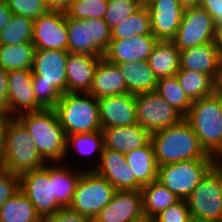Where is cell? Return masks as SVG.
Listing matches in <instances>:
<instances>
[{"label":"cell","instance_id":"obj_1","mask_svg":"<svg viewBox=\"0 0 222 222\" xmlns=\"http://www.w3.org/2000/svg\"><path fill=\"white\" fill-rule=\"evenodd\" d=\"M68 51H35L32 67L33 92L42 108H54L62 94L67 93L66 61Z\"/></svg>","mask_w":222,"mask_h":222},{"label":"cell","instance_id":"obj_2","mask_svg":"<svg viewBox=\"0 0 222 222\" xmlns=\"http://www.w3.org/2000/svg\"><path fill=\"white\" fill-rule=\"evenodd\" d=\"M158 166L193 159H215L201 147L191 125L183 119L179 124L151 134Z\"/></svg>","mask_w":222,"mask_h":222},{"label":"cell","instance_id":"obj_3","mask_svg":"<svg viewBox=\"0 0 222 222\" xmlns=\"http://www.w3.org/2000/svg\"><path fill=\"white\" fill-rule=\"evenodd\" d=\"M47 163H61L66 156V136L54 108H43L17 116ZM51 161V162H50Z\"/></svg>","mask_w":222,"mask_h":222},{"label":"cell","instance_id":"obj_4","mask_svg":"<svg viewBox=\"0 0 222 222\" xmlns=\"http://www.w3.org/2000/svg\"><path fill=\"white\" fill-rule=\"evenodd\" d=\"M184 119L191 125L205 152L222 159V97L212 94L192 102Z\"/></svg>","mask_w":222,"mask_h":222},{"label":"cell","instance_id":"obj_5","mask_svg":"<svg viewBox=\"0 0 222 222\" xmlns=\"http://www.w3.org/2000/svg\"><path fill=\"white\" fill-rule=\"evenodd\" d=\"M65 136L102 131L98 99L89 93H65L54 107Z\"/></svg>","mask_w":222,"mask_h":222},{"label":"cell","instance_id":"obj_6","mask_svg":"<svg viewBox=\"0 0 222 222\" xmlns=\"http://www.w3.org/2000/svg\"><path fill=\"white\" fill-rule=\"evenodd\" d=\"M46 164L24 124L17 117L9 118L3 169L21 175Z\"/></svg>","mask_w":222,"mask_h":222},{"label":"cell","instance_id":"obj_7","mask_svg":"<svg viewBox=\"0 0 222 222\" xmlns=\"http://www.w3.org/2000/svg\"><path fill=\"white\" fill-rule=\"evenodd\" d=\"M68 52L103 57L111 41L104 19H75L66 15Z\"/></svg>","mask_w":222,"mask_h":222},{"label":"cell","instance_id":"obj_8","mask_svg":"<svg viewBox=\"0 0 222 222\" xmlns=\"http://www.w3.org/2000/svg\"><path fill=\"white\" fill-rule=\"evenodd\" d=\"M192 218L222 222V173L215 164L186 199Z\"/></svg>","mask_w":222,"mask_h":222},{"label":"cell","instance_id":"obj_9","mask_svg":"<svg viewBox=\"0 0 222 222\" xmlns=\"http://www.w3.org/2000/svg\"><path fill=\"white\" fill-rule=\"evenodd\" d=\"M215 164L216 159H193L161 165L157 180L180 200H186Z\"/></svg>","mask_w":222,"mask_h":222},{"label":"cell","instance_id":"obj_10","mask_svg":"<svg viewBox=\"0 0 222 222\" xmlns=\"http://www.w3.org/2000/svg\"><path fill=\"white\" fill-rule=\"evenodd\" d=\"M116 188L93 170H85L68 208L91 220L112 200Z\"/></svg>","mask_w":222,"mask_h":222},{"label":"cell","instance_id":"obj_11","mask_svg":"<svg viewBox=\"0 0 222 222\" xmlns=\"http://www.w3.org/2000/svg\"><path fill=\"white\" fill-rule=\"evenodd\" d=\"M20 190L28 197L36 211L44 218L64 208L54 195V164L19 175Z\"/></svg>","mask_w":222,"mask_h":222},{"label":"cell","instance_id":"obj_12","mask_svg":"<svg viewBox=\"0 0 222 222\" xmlns=\"http://www.w3.org/2000/svg\"><path fill=\"white\" fill-rule=\"evenodd\" d=\"M216 28L214 19L204 8H185L178 32L171 41L179 51L215 43Z\"/></svg>","mask_w":222,"mask_h":222},{"label":"cell","instance_id":"obj_13","mask_svg":"<svg viewBox=\"0 0 222 222\" xmlns=\"http://www.w3.org/2000/svg\"><path fill=\"white\" fill-rule=\"evenodd\" d=\"M137 122L150 134L179 124L184 116L156 91L135 94Z\"/></svg>","mask_w":222,"mask_h":222},{"label":"cell","instance_id":"obj_14","mask_svg":"<svg viewBox=\"0 0 222 222\" xmlns=\"http://www.w3.org/2000/svg\"><path fill=\"white\" fill-rule=\"evenodd\" d=\"M36 50L68 51L66 13L49 10L33 21V39Z\"/></svg>","mask_w":222,"mask_h":222},{"label":"cell","instance_id":"obj_15","mask_svg":"<svg viewBox=\"0 0 222 222\" xmlns=\"http://www.w3.org/2000/svg\"><path fill=\"white\" fill-rule=\"evenodd\" d=\"M145 5L152 34L157 40L171 41L178 32L185 8L179 0H150Z\"/></svg>","mask_w":222,"mask_h":222},{"label":"cell","instance_id":"obj_16","mask_svg":"<svg viewBox=\"0 0 222 222\" xmlns=\"http://www.w3.org/2000/svg\"><path fill=\"white\" fill-rule=\"evenodd\" d=\"M99 164L84 170H93L105 178L116 190H141L136 182L132 169L125 160L124 154L115 150L103 148Z\"/></svg>","mask_w":222,"mask_h":222},{"label":"cell","instance_id":"obj_17","mask_svg":"<svg viewBox=\"0 0 222 222\" xmlns=\"http://www.w3.org/2000/svg\"><path fill=\"white\" fill-rule=\"evenodd\" d=\"M98 105L102 129L138 123L136 100L133 93L98 98Z\"/></svg>","mask_w":222,"mask_h":222},{"label":"cell","instance_id":"obj_18","mask_svg":"<svg viewBox=\"0 0 222 222\" xmlns=\"http://www.w3.org/2000/svg\"><path fill=\"white\" fill-rule=\"evenodd\" d=\"M8 102L12 117L43 109L34 96L32 69L8 71Z\"/></svg>","mask_w":222,"mask_h":222},{"label":"cell","instance_id":"obj_19","mask_svg":"<svg viewBox=\"0 0 222 222\" xmlns=\"http://www.w3.org/2000/svg\"><path fill=\"white\" fill-rule=\"evenodd\" d=\"M143 214L141 190H116L92 222H129Z\"/></svg>","mask_w":222,"mask_h":222},{"label":"cell","instance_id":"obj_20","mask_svg":"<svg viewBox=\"0 0 222 222\" xmlns=\"http://www.w3.org/2000/svg\"><path fill=\"white\" fill-rule=\"evenodd\" d=\"M157 41L153 34L111 40L103 57L114 64L147 61Z\"/></svg>","mask_w":222,"mask_h":222},{"label":"cell","instance_id":"obj_21","mask_svg":"<svg viewBox=\"0 0 222 222\" xmlns=\"http://www.w3.org/2000/svg\"><path fill=\"white\" fill-rule=\"evenodd\" d=\"M100 58L85 53H69L66 61L67 93L90 92Z\"/></svg>","mask_w":222,"mask_h":222},{"label":"cell","instance_id":"obj_22","mask_svg":"<svg viewBox=\"0 0 222 222\" xmlns=\"http://www.w3.org/2000/svg\"><path fill=\"white\" fill-rule=\"evenodd\" d=\"M102 134L104 148L122 154L146 146L151 141V134L138 123L102 129Z\"/></svg>","mask_w":222,"mask_h":222},{"label":"cell","instance_id":"obj_23","mask_svg":"<svg viewBox=\"0 0 222 222\" xmlns=\"http://www.w3.org/2000/svg\"><path fill=\"white\" fill-rule=\"evenodd\" d=\"M129 93L126 82L118 66L101 57L95 72L89 94L95 98Z\"/></svg>","mask_w":222,"mask_h":222},{"label":"cell","instance_id":"obj_24","mask_svg":"<svg viewBox=\"0 0 222 222\" xmlns=\"http://www.w3.org/2000/svg\"><path fill=\"white\" fill-rule=\"evenodd\" d=\"M221 60L215 43H206L180 51V69L205 73L216 78Z\"/></svg>","mask_w":222,"mask_h":222},{"label":"cell","instance_id":"obj_25","mask_svg":"<svg viewBox=\"0 0 222 222\" xmlns=\"http://www.w3.org/2000/svg\"><path fill=\"white\" fill-rule=\"evenodd\" d=\"M125 160L132 169L136 182L144 187L157 180L158 164L151 141L138 149L124 154Z\"/></svg>","mask_w":222,"mask_h":222},{"label":"cell","instance_id":"obj_26","mask_svg":"<svg viewBox=\"0 0 222 222\" xmlns=\"http://www.w3.org/2000/svg\"><path fill=\"white\" fill-rule=\"evenodd\" d=\"M125 79L129 93L156 91L158 78L147 61L116 64Z\"/></svg>","mask_w":222,"mask_h":222},{"label":"cell","instance_id":"obj_27","mask_svg":"<svg viewBox=\"0 0 222 222\" xmlns=\"http://www.w3.org/2000/svg\"><path fill=\"white\" fill-rule=\"evenodd\" d=\"M147 63L158 79L175 76L180 69V51L172 41L158 40Z\"/></svg>","mask_w":222,"mask_h":222},{"label":"cell","instance_id":"obj_28","mask_svg":"<svg viewBox=\"0 0 222 222\" xmlns=\"http://www.w3.org/2000/svg\"><path fill=\"white\" fill-rule=\"evenodd\" d=\"M0 222H42V218L19 189L1 206Z\"/></svg>","mask_w":222,"mask_h":222},{"label":"cell","instance_id":"obj_29","mask_svg":"<svg viewBox=\"0 0 222 222\" xmlns=\"http://www.w3.org/2000/svg\"><path fill=\"white\" fill-rule=\"evenodd\" d=\"M143 214L155 218L180 199L158 180L142 187Z\"/></svg>","mask_w":222,"mask_h":222},{"label":"cell","instance_id":"obj_30","mask_svg":"<svg viewBox=\"0 0 222 222\" xmlns=\"http://www.w3.org/2000/svg\"><path fill=\"white\" fill-rule=\"evenodd\" d=\"M179 85L193 102L214 94V78L193 70L179 69L176 73Z\"/></svg>","mask_w":222,"mask_h":222},{"label":"cell","instance_id":"obj_31","mask_svg":"<svg viewBox=\"0 0 222 222\" xmlns=\"http://www.w3.org/2000/svg\"><path fill=\"white\" fill-rule=\"evenodd\" d=\"M35 51L33 43L1 45L0 67L5 71L32 69Z\"/></svg>","mask_w":222,"mask_h":222},{"label":"cell","instance_id":"obj_32","mask_svg":"<svg viewBox=\"0 0 222 222\" xmlns=\"http://www.w3.org/2000/svg\"><path fill=\"white\" fill-rule=\"evenodd\" d=\"M149 34H152L150 14L146 5L143 4L137 11L111 29V40Z\"/></svg>","mask_w":222,"mask_h":222},{"label":"cell","instance_id":"obj_33","mask_svg":"<svg viewBox=\"0 0 222 222\" xmlns=\"http://www.w3.org/2000/svg\"><path fill=\"white\" fill-rule=\"evenodd\" d=\"M84 171L80 168L79 171L73 173L62 163L54 165V195L64 208L71 204L77 183Z\"/></svg>","mask_w":222,"mask_h":222},{"label":"cell","instance_id":"obj_34","mask_svg":"<svg viewBox=\"0 0 222 222\" xmlns=\"http://www.w3.org/2000/svg\"><path fill=\"white\" fill-rule=\"evenodd\" d=\"M156 92L184 117L189 113L192 101L179 85L176 75L158 79Z\"/></svg>","mask_w":222,"mask_h":222},{"label":"cell","instance_id":"obj_35","mask_svg":"<svg viewBox=\"0 0 222 222\" xmlns=\"http://www.w3.org/2000/svg\"><path fill=\"white\" fill-rule=\"evenodd\" d=\"M33 20L13 14L10 22L0 31L1 45L32 43Z\"/></svg>","mask_w":222,"mask_h":222},{"label":"cell","instance_id":"obj_36","mask_svg":"<svg viewBox=\"0 0 222 222\" xmlns=\"http://www.w3.org/2000/svg\"><path fill=\"white\" fill-rule=\"evenodd\" d=\"M73 145L76 152H79L83 155L93 154L95 151L98 154V159L100 160L104 142L102 131H96L91 133H78L70 136H66V156L70 150L69 146Z\"/></svg>","mask_w":222,"mask_h":222},{"label":"cell","instance_id":"obj_37","mask_svg":"<svg viewBox=\"0 0 222 222\" xmlns=\"http://www.w3.org/2000/svg\"><path fill=\"white\" fill-rule=\"evenodd\" d=\"M108 0H72L66 15L75 19H104Z\"/></svg>","mask_w":222,"mask_h":222},{"label":"cell","instance_id":"obj_38","mask_svg":"<svg viewBox=\"0 0 222 222\" xmlns=\"http://www.w3.org/2000/svg\"><path fill=\"white\" fill-rule=\"evenodd\" d=\"M142 5L141 0H108L104 21L113 29Z\"/></svg>","mask_w":222,"mask_h":222},{"label":"cell","instance_id":"obj_39","mask_svg":"<svg viewBox=\"0 0 222 222\" xmlns=\"http://www.w3.org/2000/svg\"><path fill=\"white\" fill-rule=\"evenodd\" d=\"M5 2L13 14L27 17L33 21L49 11L45 0H5Z\"/></svg>","mask_w":222,"mask_h":222},{"label":"cell","instance_id":"obj_40","mask_svg":"<svg viewBox=\"0 0 222 222\" xmlns=\"http://www.w3.org/2000/svg\"><path fill=\"white\" fill-rule=\"evenodd\" d=\"M191 214L186 200H179L155 217L158 222H188Z\"/></svg>","mask_w":222,"mask_h":222},{"label":"cell","instance_id":"obj_41","mask_svg":"<svg viewBox=\"0 0 222 222\" xmlns=\"http://www.w3.org/2000/svg\"><path fill=\"white\" fill-rule=\"evenodd\" d=\"M19 189V175L4 169L0 170V208Z\"/></svg>","mask_w":222,"mask_h":222},{"label":"cell","instance_id":"obj_42","mask_svg":"<svg viewBox=\"0 0 222 222\" xmlns=\"http://www.w3.org/2000/svg\"><path fill=\"white\" fill-rule=\"evenodd\" d=\"M42 222H92V220L89 217L74 212L66 207L52 215L42 218Z\"/></svg>","mask_w":222,"mask_h":222},{"label":"cell","instance_id":"obj_43","mask_svg":"<svg viewBox=\"0 0 222 222\" xmlns=\"http://www.w3.org/2000/svg\"><path fill=\"white\" fill-rule=\"evenodd\" d=\"M0 117L12 118L8 102V71L0 67Z\"/></svg>","mask_w":222,"mask_h":222},{"label":"cell","instance_id":"obj_44","mask_svg":"<svg viewBox=\"0 0 222 222\" xmlns=\"http://www.w3.org/2000/svg\"><path fill=\"white\" fill-rule=\"evenodd\" d=\"M199 6L212 16L216 25L222 24V0H201Z\"/></svg>","mask_w":222,"mask_h":222},{"label":"cell","instance_id":"obj_45","mask_svg":"<svg viewBox=\"0 0 222 222\" xmlns=\"http://www.w3.org/2000/svg\"><path fill=\"white\" fill-rule=\"evenodd\" d=\"M8 122L9 118L0 117V170H3V163L5 159V142Z\"/></svg>","mask_w":222,"mask_h":222},{"label":"cell","instance_id":"obj_46","mask_svg":"<svg viewBox=\"0 0 222 222\" xmlns=\"http://www.w3.org/2000/svg\"><path fill=\"white\" fill-rule=\"evenodd\" d=\"M13 13L6 5L5 0L0 1V31L10 22Z\"/></svg>","mask_w":222,"mask_h":222},{"label":"cell","instance_id":"obj_47","mask_svg":"<svg viewBox=\"0 0 222 222\" xmlns=\"http://www.w3.org/2000/svg\"><path fill=\"white\" fill-rule=\"evenodd\" d=\"M72 0H45V4L49 10L65 12Z\"/></svg>","mask_w":222,"mask_h":222},{"label":"cell","instance_id":"obj_48","mask_svg":"<svg viewBox=\"0 0 222 222\" xmlns=\"http://www.w3.org/2000/svg\"><path fill=\"white\" fill-rule=\"evenodd\" d=\"M214 93L222 97V57L220 60L219 69L216 78L214 79Z\"/></svg>","mask_w":222,"mask_h":222},{"label":"cell","instance_id":"obj_49","mask_svg":"<svg viewBox=\"0 0 222 222\" xmlns=\"http://www.w3.org/2000/svg\"><path fill=\"white\" fill-rule=\"evenodd\" d=\"M215 44H216L217 48L219 49L220 55L222 57V24L217 25Z\"/></svg>","mask_w":222,"mask_h":222},{"label":"cell","instance_id":"obj_50","mask_svg":"<svg viewBox=\"0 0 222 222\" xmlns=\"http://www.w3.org/2000/svg\"><path fill=\"white\" fill-rule=\"evenodd\" d=\"M179 2L184 8H189L198 7L201 3V0H179Z\"/></svg>","mask_w":222,"mask_h":222},{"label":"cell","instance_id":"obj_51","mask_svg":"<svg viewBox=\"0 0 222 222\" xmlns=\"http://www.w3.org/2000/svg\"><path fill=\"white\" fill-rule=\"evenodd\" d=\"M129 222H151V217L145 214H142L140 217L130 220Z\"/></svg>","mask_w":222,"mask_h":222},{"label":"cell","instance_id":"obj_52","mask_svg":"<svg viewBox=\"0 0 222 222\" xmlns=\"http://www.w3.org/2000/svg\"><path fill=\"white\" fill-rule=\"evenodd\" d=\"M216 165L219 167L220 172L222 173V159H216Z\"/></svg>","mask_w":222,"mask_h":222},{"label":"cell","instance_id":"obj_53","mask_svg":"<svg viewBox=\"0 0 222 222\" xmlns=\"http://www.w3.org/2000/svg\"><path fill=\"white\" fill-rule=\"evenodd\" d=\"M188 222H206V221L195 219V218H191Z\"/></svg>","mask_w":222,"mask_h":222},{"label":"cell","instance_id":"obj_54","mask_svg":"<svg viewBox=\"0 0 222 222\" xmlns=\"http://www.w3.org/2000/svg\"><path fill=\"white\" fill-rule=\"evenodd\" d=\"M148 1H150V0H141V2H142L143 4H146Z\"/></svg>","mask_w":222,"mask_h":222},{"label":"cell","instance_id":"obj_55","mask_svg":"<svg viewBox=\"0 0 222 222\" xmlns=\"http://www.w3.org/2000/svg\"><path fill=\"white\" fill-rule=\"evenodd\" d=\"M151 222H158L155 218L151 217Z\"/></svg>","mask_w":222,"mask_h":222}]
</instances>
